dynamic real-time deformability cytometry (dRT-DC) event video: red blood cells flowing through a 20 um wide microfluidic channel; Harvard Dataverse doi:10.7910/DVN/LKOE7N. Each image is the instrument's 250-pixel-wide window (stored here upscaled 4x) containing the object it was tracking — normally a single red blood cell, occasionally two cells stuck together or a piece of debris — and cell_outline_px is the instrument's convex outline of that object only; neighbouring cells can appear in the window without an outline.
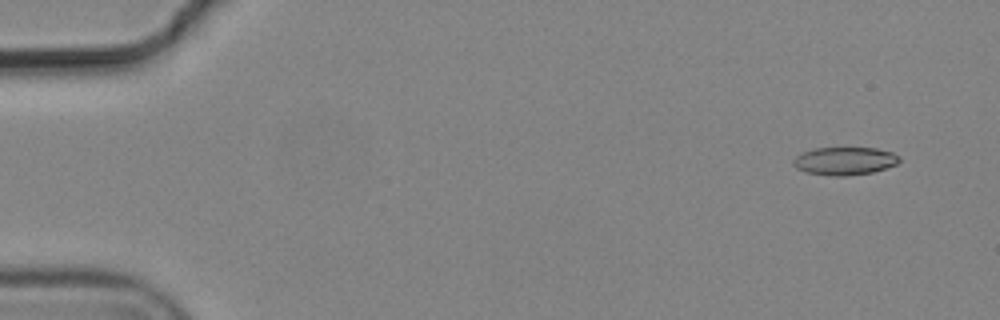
{"species": "common noctule bat (a hibernating species)", "species_latin": "Nyctalus noctula", "temperature_condition": "cold", "stored_images_in_passage": 6, "camera_frame_rate_fps": 3000, "um_per_image_px": 0.085, "animal": {"sex": "male", "body_mass_g": 19.2, "forearm_length_mm": 51.8}, "frame": {"image": 1, "passage_image": 1, "time_ms": 0.0, "image_size_px": [1000, 320], "cell_outline_px": [[900, 160], [896, 164], [872, 172], [848, 176], [832, 176], [804, 172], [796, 168], [792, 164], [792, 160], [800, 152], [816, 148], [876, 148], [892, 152], [900, 156]], "centroid_in_image_um": [71.75, 13.68], "position_along_channel_um": 13.2, "area_um2": 17.4}}
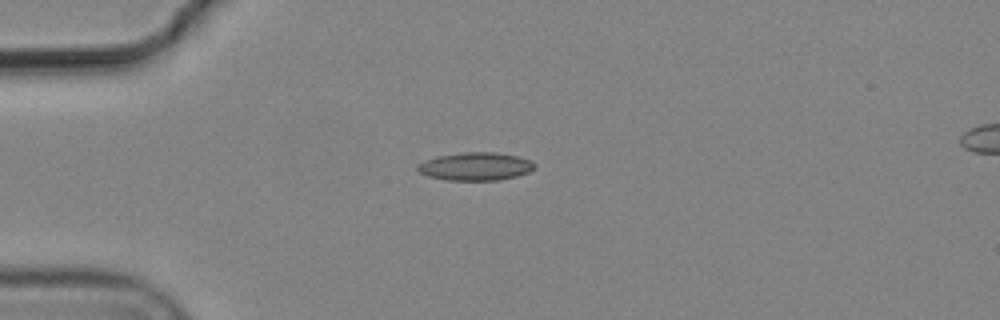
{"frame": {"image": 2, "passage_image": 4, "time_ms": 1.0, "image_size_px": [1000, 320], "cell_outline_px": [[536, 168], [528, 172], [516, 176], [500, 180], [448, 180], [428, 176], [420, 172], [416, 168], [416, 164], [424, 160], [436, 156], [464, 152], [496, 152], [516, 156], [532, 160], [536, 164]], "centroid_in_image_um": [40.42, 14.14], "position_along_channel_um": 44.6, "area_um2": 19.25}}